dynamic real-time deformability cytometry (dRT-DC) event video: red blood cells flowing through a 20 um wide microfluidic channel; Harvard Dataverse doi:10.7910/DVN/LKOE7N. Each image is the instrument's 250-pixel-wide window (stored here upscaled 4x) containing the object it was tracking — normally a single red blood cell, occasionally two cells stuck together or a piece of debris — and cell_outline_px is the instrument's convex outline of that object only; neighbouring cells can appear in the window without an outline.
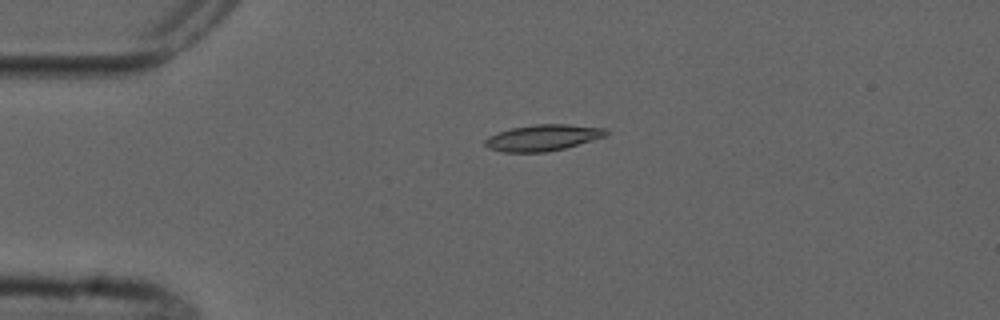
{"species": "common noctule bat (a hibernating species)", "species_latin": "Nyctalus noctula", "temperature_condition": "cold", "stored_images_in_passage": 4, "camera_frame_rate_fps": 3000, "um_per_image_px": 0.085, "animal": {"sex": "male", "forearm_length_mm": 52.5}, "frame": {"image": 1, "passage_image": 3, "time_ms": 3.333, "image_size_px": [1000, 320], "cell_outline_px": [[608, 132], [604, 136], [592, 140], [564, 148], [544, 152], [504, 152], [488, 148], [484, 144], [484, 140], [488, 136], [512, 128], [536, 124], [568, 124], [604, 128]], "centroid_in_image_um": [46.1, 11.7], "position_along_channel_um": 38.9, "area_um2": 18.21}}